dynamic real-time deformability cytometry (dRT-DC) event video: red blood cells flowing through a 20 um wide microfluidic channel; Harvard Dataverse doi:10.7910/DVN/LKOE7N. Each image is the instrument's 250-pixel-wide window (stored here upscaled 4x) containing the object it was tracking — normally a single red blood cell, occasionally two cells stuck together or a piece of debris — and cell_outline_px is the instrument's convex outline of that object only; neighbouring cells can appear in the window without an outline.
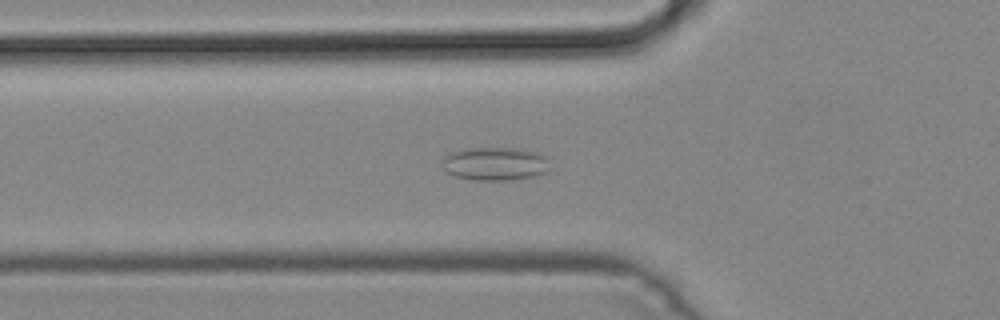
{"species": "common noctule bat (a hibernating species)", "species_latin": "Nyctalus noctula", "temperature_condition": "cold", "stored_images_in_passage": 47, "camera_frame_rate_fps": 3000, "um_per_image_px": 0.085, "animal": {"sex": "male", "body_mass_g": 19.2, "forearm_length_mm": 51.8}, "frame": {"image": 1, "passage_image": 15, "time_ms": 4.667, "image_size_px": [1000, 320], "cell_outline_px": [[544, 172], [536, 176], [504, 180], [476, 180], [456, 176], [448, 172], [444, 168], [444, 156], [452, 152], [464, 148], [524, 148], [540, 152], [544, 156]], "centroid_in_image_um": [42.04, 13.9], "position_along_channel_um": 83.8, "area_um2": 20.46}}
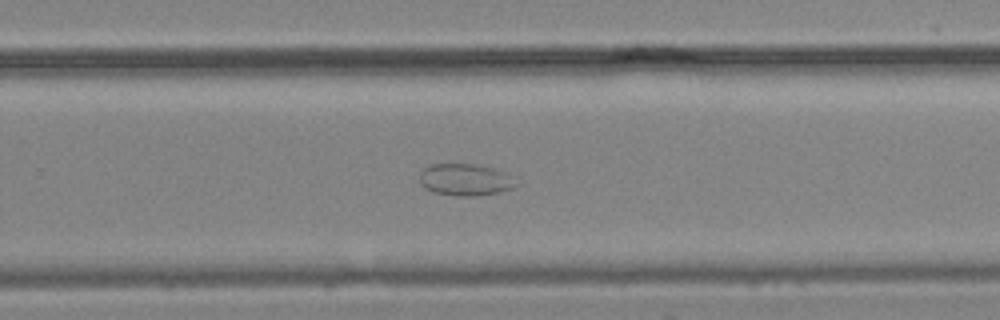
{"frame": {"image": 2, "passage_image": 30, "time_ms": 9.667, "image_size_px": [1000, 320], "cell_outline_px": [[516, 184], [512, 188], [496, 192], [476, 196], [460, 196], [432, 192], [424, 188], [420, 184], [420, 172], [424, 168], [432, 164], [476, 164], [492, 168], [508, 176]], "centroid_in_image_um": [39.44, 15.28], "position_along_channel_um": 290.4, "area_um2": 17.51}}
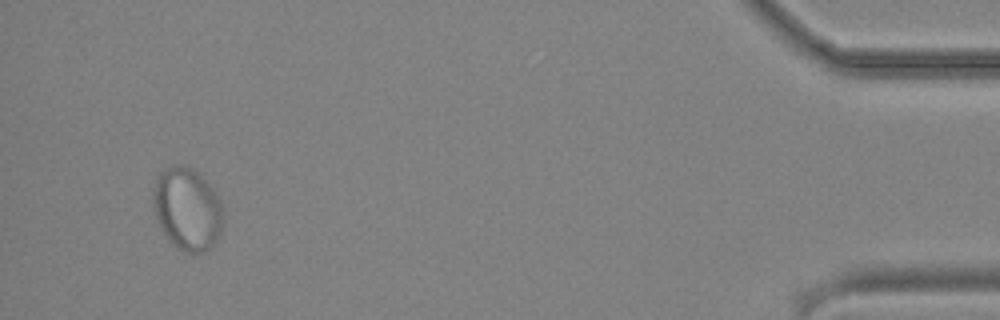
{"frame": {"image": 3, "passage_image": 45, "time_ms": 14.667, "image_size_px": [1000, 320], "cell_outline_px": [[220, 236], [216, 244], [204, 252], [184, 252], [176, 248], [160, 228], [156, 216], [152, 200], [152, 188], [160, 172], [164, 168], [176, 164], [180, 164], [192, 168], [212, 188], [220, 200]], "centroid_in_image_um": [15.87, 17.77], "position_along_channel_um": 419.3, "area_um2": 33.47}}